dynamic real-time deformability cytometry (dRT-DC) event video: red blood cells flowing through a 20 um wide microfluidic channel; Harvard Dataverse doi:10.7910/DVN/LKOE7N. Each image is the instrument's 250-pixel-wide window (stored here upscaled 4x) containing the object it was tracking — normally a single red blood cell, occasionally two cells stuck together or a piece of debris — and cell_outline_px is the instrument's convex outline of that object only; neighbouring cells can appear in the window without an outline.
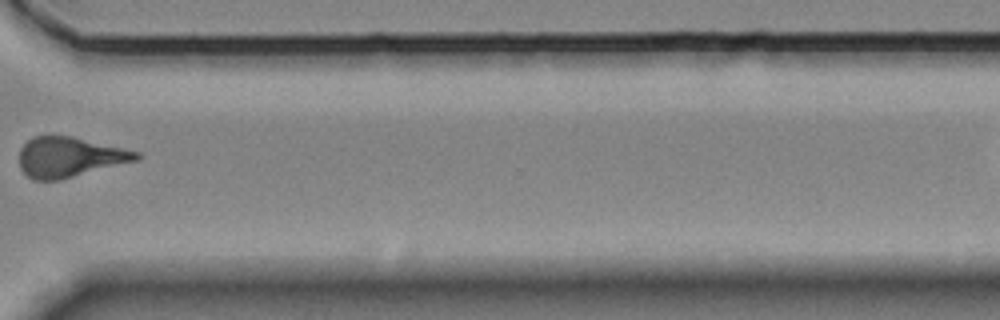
{"species": "Egyptian fruit bat (a non-hibernating species)", "species_latin": "Rousettus aegyptiacus", "temperature_condition": "room temperature", "stored_images_in_passage": 17, "camera_frame_rate_fps": 3000, "um_per_image_px": 0.085, "animal": {"sex": "female"}, "frame": {"image": 1, "passage_image": 12, "time_ms": 14.0, "image_size_px": [1000, 320], "cell_outline_px": [[144, 156], [140, 160], [60, 180], [32, 180], [20, 168], [20, 148], [32, 136], [48, 132], [72, 136], [124, 148], [140, 152]], "centroid_in_image_um": [5.93, 13.32], "position_along_channel_um": 364.7, "area_um2": 28.15}}